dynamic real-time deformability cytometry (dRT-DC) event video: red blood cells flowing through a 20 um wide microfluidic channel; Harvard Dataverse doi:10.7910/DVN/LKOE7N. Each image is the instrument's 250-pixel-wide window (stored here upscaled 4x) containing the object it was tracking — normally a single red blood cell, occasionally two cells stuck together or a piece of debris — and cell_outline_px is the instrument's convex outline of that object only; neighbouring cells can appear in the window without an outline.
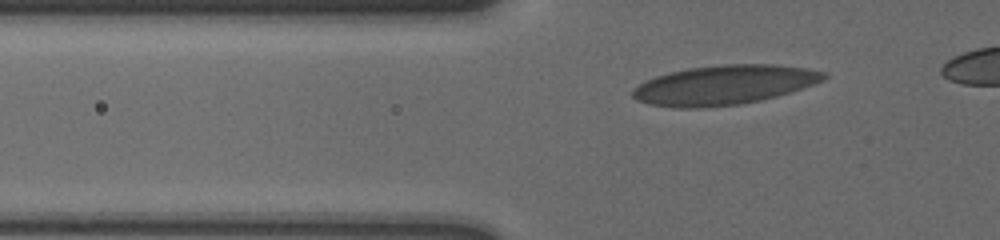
{"species": "human", "species_latin": "Homo sapiens", "temperature_condition": "cold", "stored_images_in_passage": 39, "camera_frame_rate_fps": 3000, "um_per_image_px": 0.085, "donor": {"sex": "male"}, "frame": {"image": 1, "passage_image": 6, "time_ms": 1.667, "image_size_px": [1000, 240], "cell_outline_px": [[828, 76], [824, 80], [816, 84], [776, 96], [760, 100], [740, 104], [700, 108], [676, 108], [648, 104], [636, 100], [632, 96], [632, 88], [644, 80], [668, 72], [688, 68], [724, 64], [776, 64], [804, 68], [824, 72]], "centroid_in_image_um": [61.51, 7.22], "position_along_channel_um": 64.3, "area_um2": 44.16}}
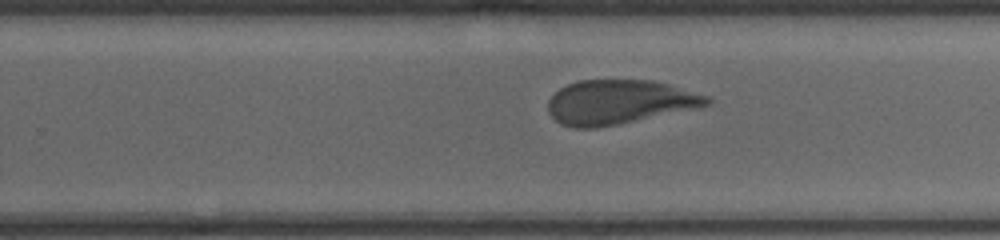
{"frame": {"image": 2, "passage_image": 25, "time_ms": 8.0, "image_size_px": [1000, 240], "cell_outline_px": [[712, 100], [708, 104], [616, 124], [596, 128], [572, 128], [560, 124], [548, 112], [548, 100], [560, 88], [568, 84], [580, 80], [652, 80], [668, 84], [708, 96]], "centroid_in_image_um": [52.54, 8.66], "position_along_channel_um": 277.3, "area_um2": 40.11}}
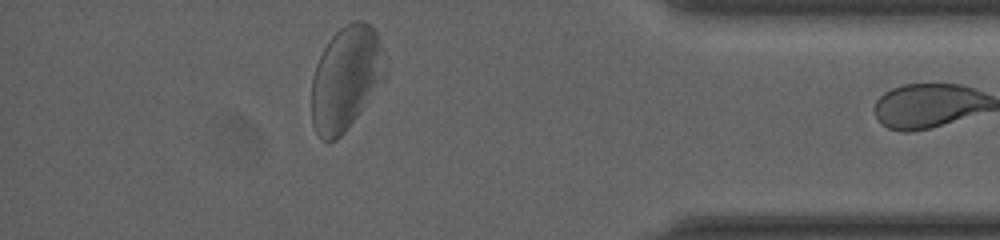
{"frame": {"image": 3, "passage_image": 38, "time_ms": 12.333, "image_size_px": [1000, 240], "cell_outline_px": [[388, 76], [344, 132], [336, 140], [328, 144], [316, 132], [312, 124], [312, 76], [316, 64], [328, 40], [340, 28], [356, 20], [364, 20], [376, 32], [380, 44], [388, 72]], "centroid_in_image_um": [29.41, 6.67], "position_along_channel_um": 405.8, "area_um2": 44.68}}